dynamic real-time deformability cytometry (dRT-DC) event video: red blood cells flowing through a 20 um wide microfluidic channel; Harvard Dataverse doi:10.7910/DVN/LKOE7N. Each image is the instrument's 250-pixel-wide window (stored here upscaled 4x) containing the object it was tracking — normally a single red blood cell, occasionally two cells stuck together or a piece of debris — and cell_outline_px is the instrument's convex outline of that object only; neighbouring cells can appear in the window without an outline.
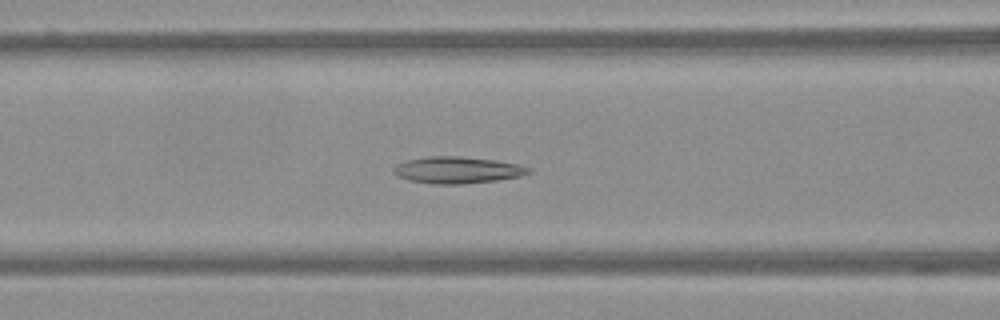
{"species": "Egyptian fruit bat (a non-hibernating species)", "species_latin": "Rousettus aegyptiacus", "temperature_condition": "warm", "stored_images_in_passage": 56, "camera_frame_rate_fps": 3000, "um_per_image_px": 0.085, "frame": {"image": 1, "passage_image": 23, "time_ms": 7.333, "image_size_px": [1000, 320], "cell_outline_px": [[532, 172], [520, 176], [496, 180], [464, 184], [432, 184], [408, 180], [396, 176], [392, 172], [392, 168], [396, 164], [404, 160], [428, 156], [460, 156], [496, 160], [516, 164], [532, 168]], "centroid_in_image_um": [38.82, 14.45], "position_along_channel_um": 127.8, "area_um2": 21.27}}
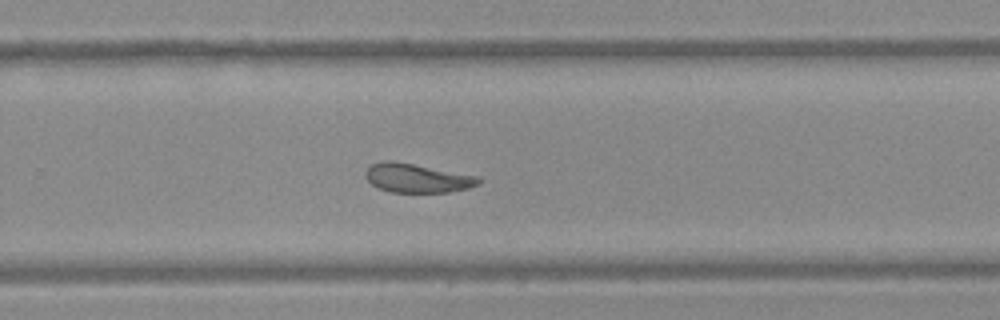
{"frame": {"image": 2, "passage_image": 37, "time_ms": 12.0, "image_size_px": [1000, 320], "cell_outline_px": [[480, 184], [468, 188], [448, 192], [392, 192], [376, 188], [364, 176], [364, 172], [372, 164], [384, 160], [392, 160], [480, 176]], "centroid_in_image_um": [35.45, 15.13], "position_along_channel_um": 294.4, "area_um2": 19.19}}
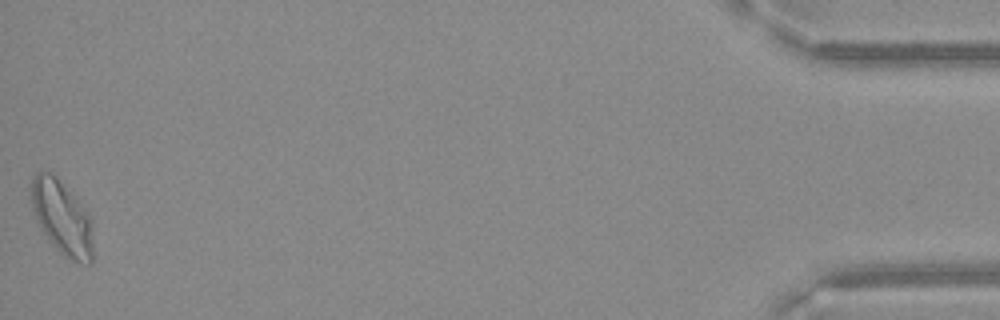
{"frame": {"image": 3, "passage_image": 56, "time_ms": 18.333, "image_size_px": [1000, 320], "cell_outline_px": [[92, 264], [80, 264], [64, 256], [48, 240], [36, 220], [32, 212], [32, 180], [36, 172], [48, 172], [56, 176], [76, 200], [88, 216], [92, 224]], "centroid_in_image_um": [5.26, 18.56], "position_along_channel_um": 429.9, "area_um2": 26.18}}